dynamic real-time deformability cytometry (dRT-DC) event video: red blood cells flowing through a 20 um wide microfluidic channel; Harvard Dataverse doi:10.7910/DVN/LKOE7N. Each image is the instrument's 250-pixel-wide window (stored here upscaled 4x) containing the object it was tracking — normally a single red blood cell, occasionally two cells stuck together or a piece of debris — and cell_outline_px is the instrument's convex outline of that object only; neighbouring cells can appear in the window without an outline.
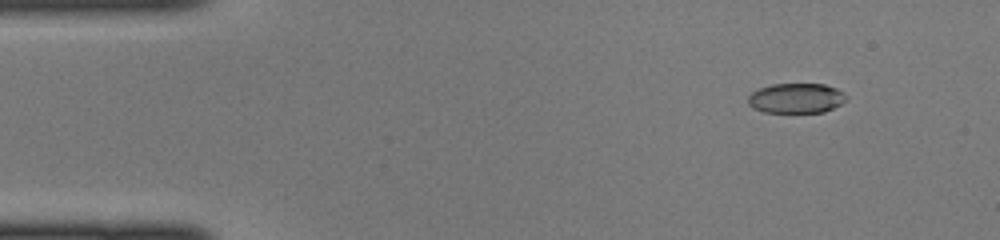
{"species": "common noctule bat (a hibernating species)", "species_latin": "Nyctalus noctula", "temperature_condition": "cold", "stored_images_in_passage": 41, "camera_frame_rate_fps": 3000, "um_per_image_px": 0.085, "animal": {"sex": "female", "body_mass_g": 22.0, "forearm_length_mm": 56.7}, "frame": {"image": 1, "passage_image": 2, "time_ms": 0.333, "image_size_px": [1000, 240], "cell_outline_px": [[848, 96], [840, 104], [824, 112], [764, 112], [748, 104], [748, 96], [752, 92], [760, 88], [772, 84], [824, 84], [836, 88]], "centroid_in_image_um": [67.67, 8.34], "position_along_channel_um": 17.3, "area_um2": 16.94}}
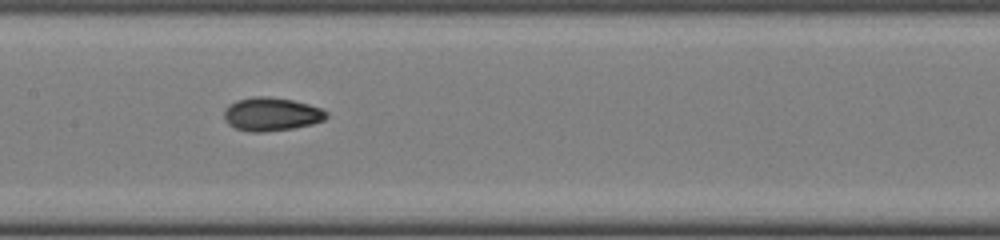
{"frame": {"image": 2, "passage_image": 19, "time_ms": 6.0, "image_size_px": [1000, 240], "cell_outline_px": [[328, 116], [324, 120], [312, 124], [292, 128], [264, 132], [252, 132], [236, 128], [228, 124], [224, 120], [224, 112], [228, 104], [236, 100], [252, 96], [268, 96], [292, 100], [308, 104], [320, 108], [328, 112]], "centroid_in_image_um": [23.05, 9.7], "position_along_channel_um": 184.4, "area_um2": 20.0}}
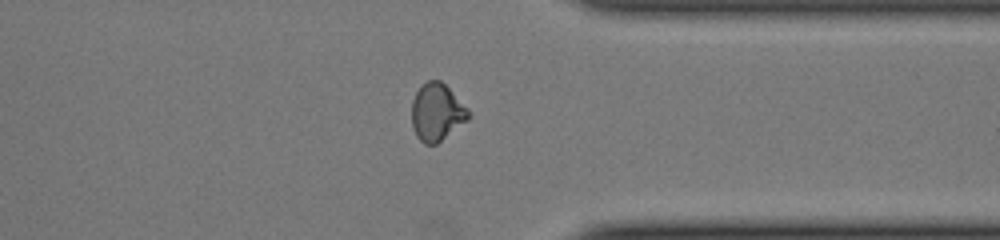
{"frame": {"image": 3, "passage_image": 32, "time_ms": 10.333, "image_size_px": [1000, 240], "cell_outline_px": [[472, 116], [468, 120], [436, 144], [424, 144], [416, 136], [412, 128], [412, 100], [420, 84], [428, 80], [440, 80], [468, 108]], "centroid_in_image_um": [37.12, 9.53], "position_along_channel_um": 374.3, "area_um2": 19.07}}